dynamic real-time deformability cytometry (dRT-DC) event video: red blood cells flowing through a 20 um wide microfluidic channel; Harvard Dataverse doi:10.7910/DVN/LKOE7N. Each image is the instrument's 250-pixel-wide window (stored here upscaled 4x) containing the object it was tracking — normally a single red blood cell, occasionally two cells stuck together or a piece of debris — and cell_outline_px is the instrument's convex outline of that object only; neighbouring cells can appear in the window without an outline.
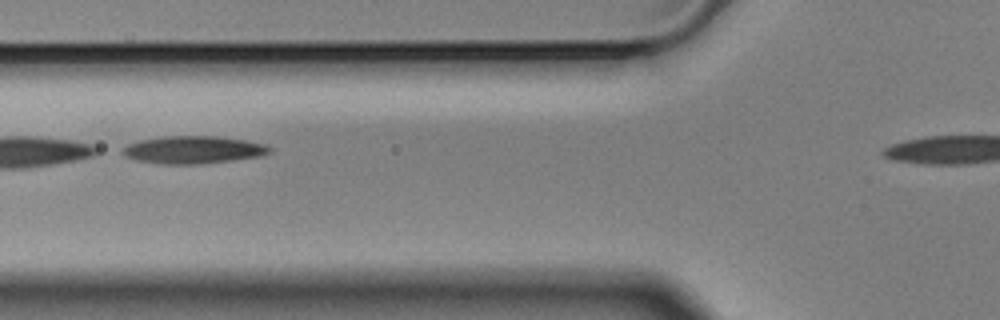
{"species": "Egyptian fruit bat (a non-hibernating species)", "species_latin": "Rousettus aegyptiacus", "temperature_condition": "cold", "stored_images_in_passage": 8, "camera_frame_rate_fps": 3000, "um_per_image_px": 0.085, "animal": {"sex": "male"}, "frame": {"image": 1, "passage_image": 4, "time_ms": 1.0, "image_size_px": [1000, 320], "cell_outline_px": [[272, 152], [264, 156], [200, 164], [164, 164], [136, 160], [124, 156], [120, 152], [128, 144], [140, 140], [164, 136], [216, 136], [244, 140], [268, 144], [272, 148]], "centroid_in_image_um": [16.47, 12.73], "position_along_channel_um": 109.3, "area_um2": 23.81}}